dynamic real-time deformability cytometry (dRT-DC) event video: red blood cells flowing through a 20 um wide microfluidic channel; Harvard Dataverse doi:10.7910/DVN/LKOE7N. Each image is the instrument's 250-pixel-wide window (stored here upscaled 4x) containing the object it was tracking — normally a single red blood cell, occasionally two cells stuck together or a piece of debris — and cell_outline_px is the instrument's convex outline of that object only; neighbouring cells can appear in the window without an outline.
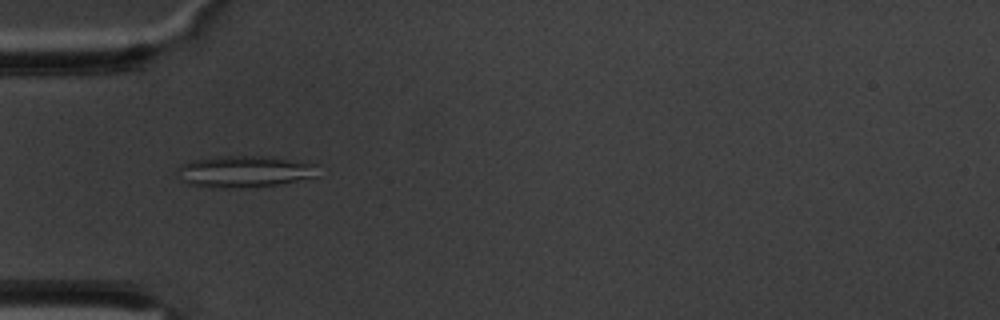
{"species": "common noctule bat (a hibernating species)", "species_latin": "Nyctalus noctula", "temperature_condition": "warm", "stored_images_in_passage": 49, "camera_frame_rate_fps": 3000, "um_per_image_px": 0.085, "animal": {"sex": "male", "body_mass_g": 20.1, "forearm_length_mm": 53.5}, "frame": {"image": 1, "passage_image": 7, "time_ms": 2.0, "image_size_px": [1000, 320], "cell_outline_px": [[316, 176], [280, 184], [244, 188], [208, 188], [188, 184], [176, 176], [176, 168], [180, 164], [192, 160], [216, 156], [272, 156], [316, 164]], "centroid_in_image_um": [20.69, 14.58], "position_along_channel_um": 64.3, "area_um2": 26.36}}
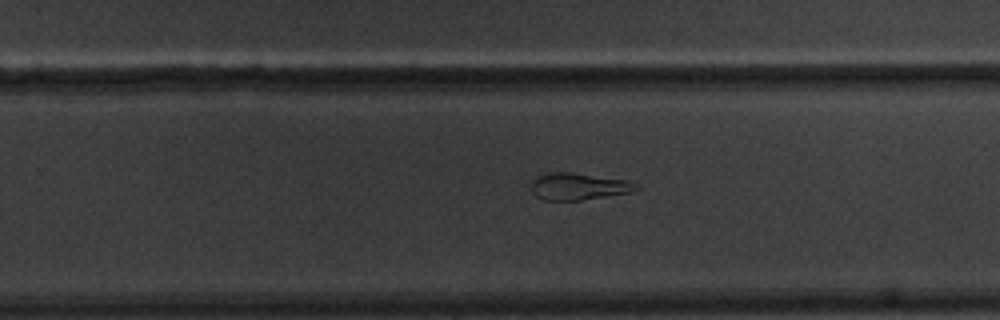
{"frame": {"image": 2, "passage_image": 27, "time_ms": 8.667, "image_size_px": [1000, 320], "cell_outline_px": [[640, 188], [632, 192], [580, 200], [544, 200], [536, 196], [532, 192], [532, 180], [548, 172], [572, 172], [628, 180], [636, 184]], "centroid_in_image_um": [49.19, 15.84], "position_along_channel_um": 280.6, "area_um2": 16.42}}
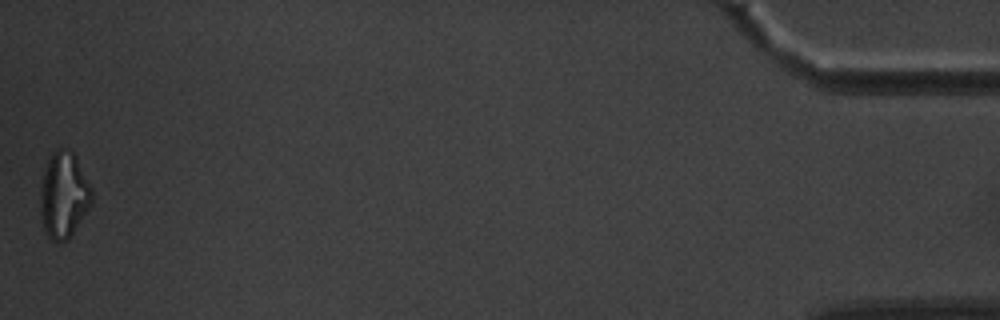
{"frame": {"image": 3, "passage_image": 49, "time_ms": 16.0, "image_size_px": [1000, 320], "cell_outline_px": [[92, 204], [68, 240], [60, 244], [52, 240], [44, 232], [40, 212], [40, 196], [44, 168], [52, 152], [60, 148], [64, 148], [72, 152], [76, 156], [92, 188]], "centroid_in_image_um": [5.42, 16.61], "position_along_channel_um": 429.8, "area_um2": 26.07}, "authors_computed_cell_mechanics": {"area_um2": 19.941, "velocity_mm_per_s": 3.269, "shape_relaxation_time_tau1_ms": null, "shape_relaxation_time_tau2_ms": 4.1419, "deformation_change_tau1": null, "deformation_change_tau2": 0.1007}}